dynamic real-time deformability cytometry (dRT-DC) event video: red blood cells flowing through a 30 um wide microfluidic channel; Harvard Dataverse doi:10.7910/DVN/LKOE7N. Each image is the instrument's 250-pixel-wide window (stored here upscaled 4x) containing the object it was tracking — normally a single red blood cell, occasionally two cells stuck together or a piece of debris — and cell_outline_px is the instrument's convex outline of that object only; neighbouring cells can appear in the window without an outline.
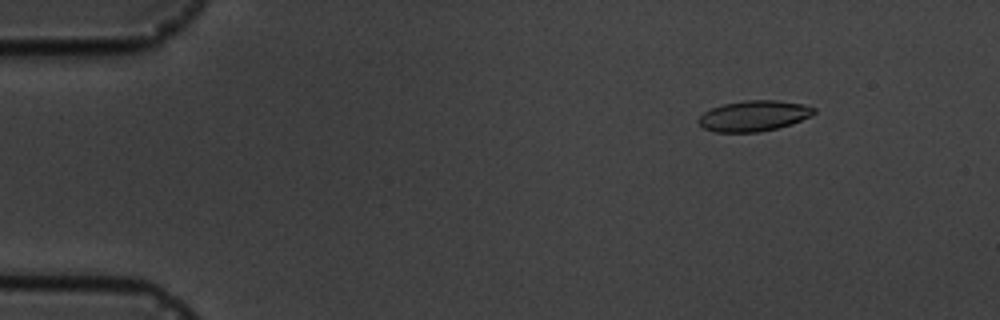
{"species": "common noctule bat (a hibernating species)", "species_latin": "Nyctalus noctula", "temperature_condition": "cold", "stored_images_in_passage": 7, "camera_frame_rate_fps": 3000, "um_per_image_px": 0.085, "animal": {"sex": "male", "body_mass_g": 19.5, "forearm_length_mm": 54.6}, "frame": {"image": 1, "passage_image": 2, "time_ms": 1.333, "image_size_px": [1000, 320], "cell_outline_px": [[816, 112], [812, 116], [792, 124], [760, 132], [716, 132], [704, 128], [696, 120], [704, 112], [712, 108], [724, 104], [744, 100], [776, 100], [804, 104], [816, 108]], "centroid_in_image_um": [64.11, 9.84], "position_along_channel_um": 20.9, "area_um2": 20.69}}
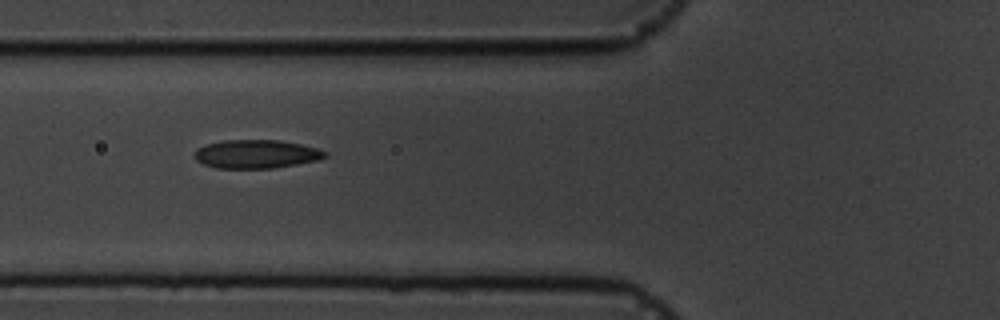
{"frame": {"image": 2, "passage_image": 6, "time_ms": 6.0, "image_size_px": [1000, 320], "cell_outline_px": [[328, 156], [320, 160], [272, 168], [216, 168], [204, 164], [196, 160], [196, 148], [208, 144], [224, 140], [280, 140], [300, 144], [316, 148], [328, 152]], "centroid_in_image_um": [21.82, 13.09], "position_along_channel_um": 104.0, "area_um2": 21.62}}
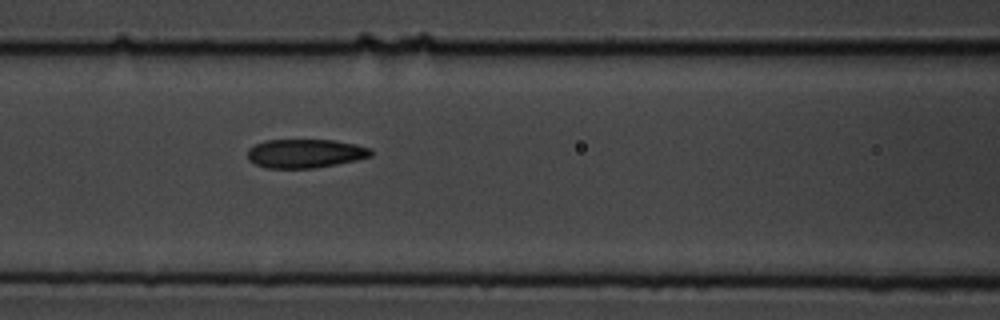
{"frame": {"image": 3, "passage_image": 7, "time_ms": 7.0, "image_size_px": [1000, 320], "cell_outline_px": [[372, 156], [356, 160], [336, 164], [312, 168], [268, 168], [256, 164], [248, 160], [248, 148], [264, 140], [332, 140], [356, 144], [372, 148]], "centroid_in_image_um": [25.95, 13.04], "position_along_channel_um": 140.7, "area_um2": 20.69}}